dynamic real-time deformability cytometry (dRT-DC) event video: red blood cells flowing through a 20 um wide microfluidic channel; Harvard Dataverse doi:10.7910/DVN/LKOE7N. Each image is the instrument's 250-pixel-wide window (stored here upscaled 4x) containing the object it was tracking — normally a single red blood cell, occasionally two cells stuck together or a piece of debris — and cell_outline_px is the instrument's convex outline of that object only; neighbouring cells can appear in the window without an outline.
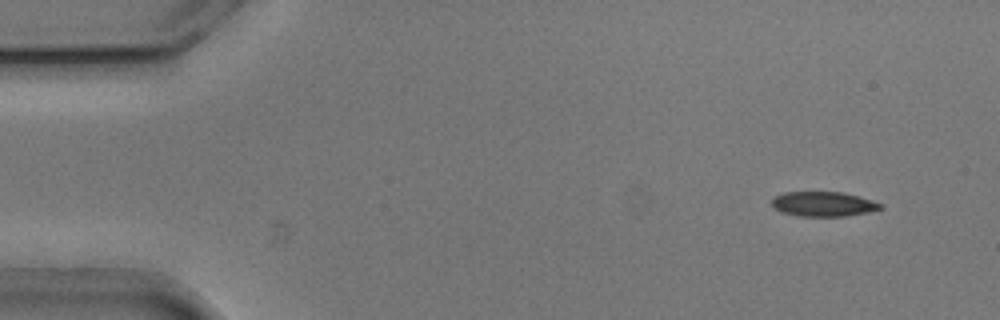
{"species": "common noctule bat (a hibernating species)", "species_latin": "Nyctalus noctula", "temperature_condition": "cold", "stored_images_in_passage": 50, "camera_frame_rate_fps": 3000, "um_per_image_px": 0.085, "animal": {"sex": "male", "body_mass_g": 20.5, "forearm_length_mm": 52.5}, "frame": {"image": 1, "passage_image": 1, "time_ms": 0.0, "image_size_px": [1000, 320], "cell_outline_px": [[884, 208], [868, 212], [844, 216], [800, 216], [780, 212], [772, 204], [772, 200], [776, 196], [784, 192], [844, 192], [872, 200], [884, 204]], "centroid_in_image_um": [70.03, 17.34], "position_along_channel_um": 15.0, "area_um2": 15.66}}
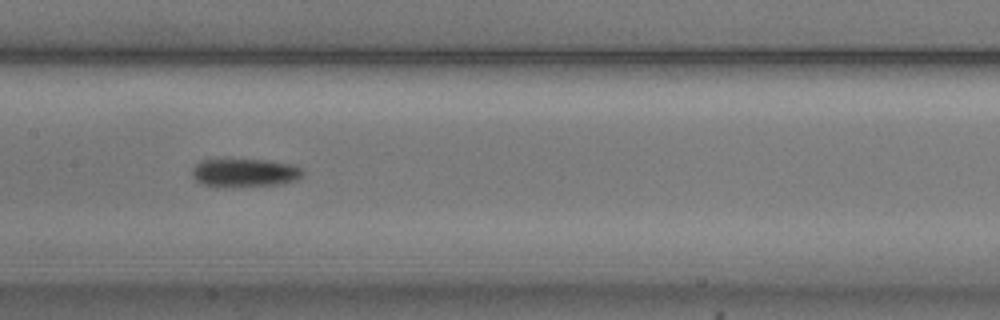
{"frame": {"image": 2, "passage_image": 23, "time_ms": 7.333, "image_size_px": [1000, 320], "cell_outline_px": [[304, 176], [296, 180], [284, 184], [224, 188], [204, 184], [196, 180], [192, 176], [192, 168], [200, 160], [268, 160], [292, 164], [304, 168]], "centroid_in_image_um": [20.85, 14.7], "position_along_channel_um": 186.5, "area_um2": 18.67}}
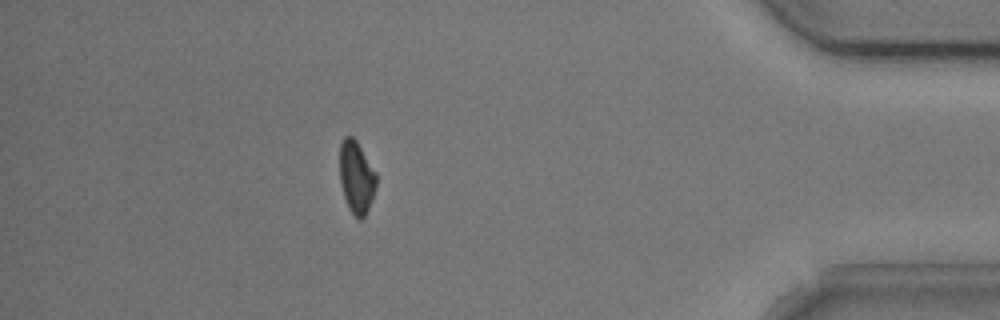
{"frame": {"image": 3, "passage_image": 44, "time_ms": 14.333, "image_size_px": [1000, 320], "cell_outline_px": [[376, 184], [372, 200], [364, 216], [360, 220], [348, 208], [340, 184], [340, 144], [344, 136], [352, 136], [356, 140], [376, 172]], "centroid_in_image_um": [30.28, 15.04], "position_along_channel_um": 404.9, "area_um2": 15.32}, "authors_computed_cell_mechanics": {"area_um2": 17.2244, "velocity_mm_per_s": 3.7824, "shape_relaxation_time_tau1_ms": 2.3086, "shape_relaxation_time_tau2_ms": null, "deformation_change_tau1": 0.1022, "deformation_change_tau2": null}}